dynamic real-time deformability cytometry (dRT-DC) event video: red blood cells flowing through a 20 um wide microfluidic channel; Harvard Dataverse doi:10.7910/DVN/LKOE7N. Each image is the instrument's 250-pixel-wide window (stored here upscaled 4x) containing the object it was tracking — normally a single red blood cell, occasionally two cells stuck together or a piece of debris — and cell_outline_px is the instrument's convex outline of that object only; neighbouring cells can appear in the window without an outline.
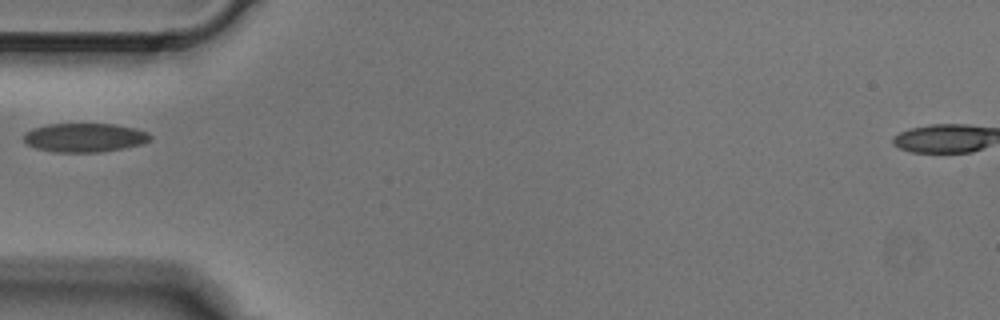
{"species": "Egyptian fruit bat (a non-hibernating species)", "species_latin": "Rousettus aegyptiacus", "temperature_condition": "cold", "stored_images_in_passage": 2, "camera_frame_rate_fps": 3000, "um_per_image_px": 0.085, "animal": {"sex": "male"}, "frame": {"image": 1, "passage_image": 1, "time_ms": 0.0, "image_size_px": [1000, 320], "cell_outline_px": [[152, 136], [148, 140], [140, 144], [124, 148], [100, 152], [52, 152], [36, 148], [28, 144], [24, 140], [24, 132], [32, 128], [48, 124], [116, 124], [148, 132]], "centroid_in_image_um": [7.16, 11.69], "position_along_channel_um": 77.8, "area_um2": 21.21}}
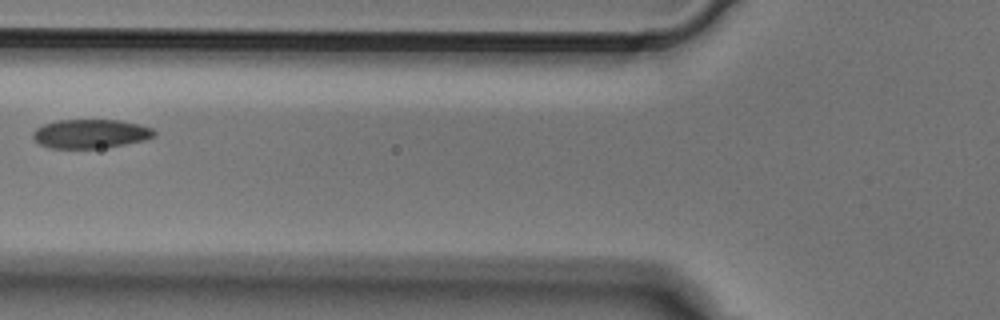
{"frame": {"image": 2, "passage_image": 2, "time_ms": 0.333, "image_size_px": [1000, 320], "cell_outline_px": [[156, 136], [144, 140], [124, 144], [100, 148], [52, 148], [40, 144], [32, 136], [32, 132], [36, 128], [44, 124], [56, 120], [120, 120], [140, 124], [152, 128], [156, 132]], "centroid_in_image_um": [7.71, 11.36], "position_along_channel_um": 118.1, "area_um2": 20.46}}